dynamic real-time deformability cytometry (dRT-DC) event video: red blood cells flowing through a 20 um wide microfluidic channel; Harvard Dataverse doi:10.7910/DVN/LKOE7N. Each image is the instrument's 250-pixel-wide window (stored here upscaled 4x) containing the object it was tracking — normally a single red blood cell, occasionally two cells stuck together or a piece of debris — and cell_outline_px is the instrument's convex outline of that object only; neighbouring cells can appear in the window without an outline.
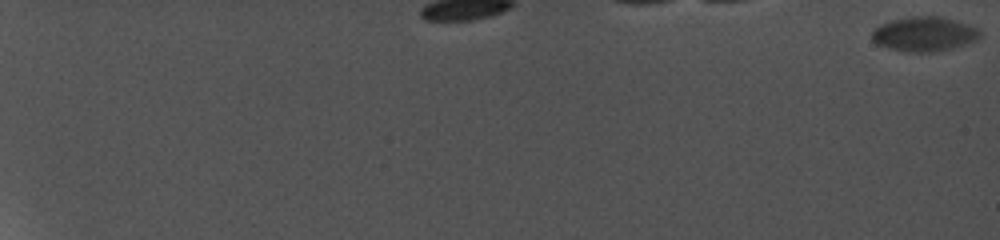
{"species": "common noctule bat (a hibernating species)", "species_latin": "Nyctalus noctula", "temperature_condition": "cold", "stored_images_in_passage": 5, "segment_of_instrument_passage": [1, 2], "camera_frame_rate_fps": 5000, "um_per_image_px": 0.085, "animal": {"sex": "female", "body_mass_g": 19.0, "forearm_length_mm": 56.7}, "frame": {"image": 1, "passage_image": 1, "time_ms": 0.0, "image_size_px": [1000, 240], "cell_outline_px": [[980, 36], [976, 40], [952, 48], [932, 52], [908, 52], [888, 48], [876, 44], [872, 40], [872, 32], [880, 24], [892, 20], [912, 16], [940, 16], [956, 20], [980, 28]], "centroid_in_image_um": [78.56, 2.89], "position_along_channel_um": 6.4, "area_um2": 21.79}}
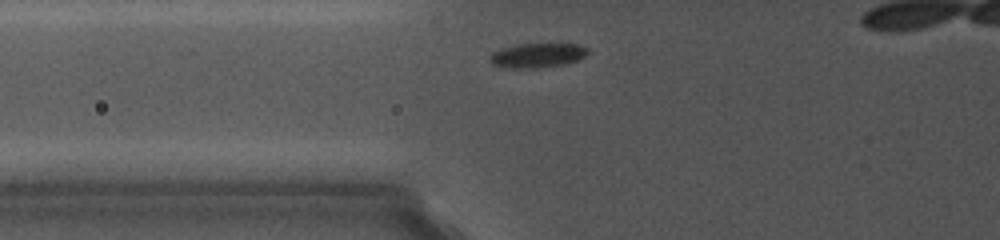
{"frame": {"image": 2, "passage_image": 4, "time_ms": 2.8, "image_size_px": [1000, 240], "cell_outline_px": [[592, 52], [568, 64], [536, 68], [500, 68], [492, 64], [488, 60], [488, 56], [492, 52], [500, 48], [516, 44], [580, 44], [588, 48]], "centroid_in_image_um": [45.64, 4.71], "position_along_channel_um": 80.2, "area_um2": 14.39}}